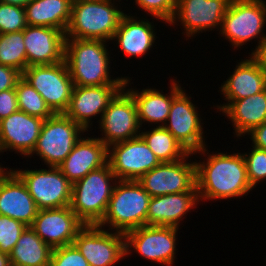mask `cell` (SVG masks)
<instances>
[{
    "mask_svg": "<svg viewBox=\"0 0 266 266\" xmlns=\"http://www.w3.org/2000/svg\"><path fill=\"white\" fill-rule=\"evenodd\" d=\"M204 146L193 153L203 155L199 162L196 160V187L199 201L228 200L245 197L252 191L246 171V164L241 152L210 154ZM206 156V157H204ZM206 160V161H205ZM247 194V195H246Z\"/></svg>",
    "mask_w": 266,
    "mask_h": 266,
    "instance_id": "cell-1",
    "label": "cell"
},
{
    "mask_svg": "<svg viewBox=\"0 0 266 266\" xmlns=\"http://www.w3.org/2000/svg\"><path fill=\"white\" fill-rule=\"evenodd\" d=\"M109 44L102 40L65 39L64 60L74 86L124 85L125 76L114 79L110 75L113 59L107 49Z\"/></svg>",
    "mask_w": 266,
    "mask_h": 266,
    "instance_id": "cell-2",
    "label": "cell"
},
{
    "mask_svg": "<svg viewBox=\"0 0 266 266\" xmlns=\"http://www.w3.org/2000/svg\"><path fill=\"white\" fill-rule=\"evenodd\" d=\"M121 0H74L66 38L112 41L124 10ZM118 2L120 5H118ZM117 4V6H116Z\"/></svg>",
    "mask_w": 266,
    "mask_h": 266,
    "instance_id": "cell-3",
    "label": "cell"
},
{
    "mask_svg": "<svg viewBox=\"0 0 266 266\" xmlns=\"http://www.w3.org/2000/svg\"><path fill=\"white\" fill-rule=\"evenodd\" d=\"M151 196L136 180H118L99 227L127 232L146 225Z\"/></svg>",
    "mask_w": 266,
    "mask_h": 266,
    "instance_id": "cell-4",
    "label": "cell"
},
{
    "mask_svg": "<svg viewBox=\"0 0 266 266\" xmlns=\"http://www.w3.org/2000/svg\"><path fill=\"white\" fill-rule=\"evenodd\" d=\"M117 181L107 162L72 184L70 207L85 225L102 221Z\"/></svg>",
    "mask_w": 266,
    "mask_h": 266,
    "instance_id": "cell-5",
    "label": "cell"
},
{
    "mask_svg": "<svg viewBox=\"0 0 266 266\" xmlns=\"http://www.w3.org/2000/svg\"><path fill=\"white\" fill-rule=\"evenodd\" d=\"M265 27L266 0H231L219 34L237 50L247 42L259 39L251 52L253 55L266 38Z\"/></svg>",
    "mask_w": 266,
    "mask_h": 266,
    "instance_id": "cell-6",
    "label": "cell"
},
{
    "mask_svg": "<svg viewBox=\"0 0 266 266\" xmlns=\"http://www.w3.org/2000/svg\"><path fill=\"white\" fill-rule=\"evenodd\" d=\"M85 132L64 113H56L44 120L36 145L27 158L36 154L47 167H58Z\"/></svg>",
    "mask_w": 266,
    "mask_h": 266,
    "instance_id": "cell-7",
    "label": "cell"
},
{
    "mask_svg": "<svg viewBox=\"0 0 266 266\" xmlns=\"http://www.w3.org/2000/svg\"><path fill=\"white\" fill-rule=\"evenodd\" d=\"M12 170L27 186L38 210L70 206L72 183L58 167Z\"/></svg>",
    "mask_w": 266,
    "mask_h": 266,
    "instance_id": "cell-8",
    "label": "cell"
},
{
    "mask_svg": "<svg viewBox=\"0 0 266 266\" xmlns=\"http://www.w3.org/2000/svg\"><path fill=\"white\" fill-rule=\"evenodd\" d=\"M22 78L44 98L55 114L67 110L74 85L65 60L29 66L23 71Z\"/></svg>",
    "mask_w": 266,
    "mask_h": 266,
    "instance_id": "cell-9",
    "label": "cell"
},
{
    "mask_svg": "<svg viewBox=\"0 0 266 266\" xmlns=\"http://www.w3.org/2000/svg\"><path fill=\"white\" fill-rule=\"evenodd\" d=\"M179 229L145 225L127 232L124 234L126 257L134 250L146 260L162 266H172L176 259Z\"/></svg>",
    "mask_w": 266,
    "mask_h": 266,
    "instance_id": "cell-10",
    "label": "cell"
},
{
    "mask_svg": "<svg viewBox=\"0 0 266 266\" xmlns=\"http://www.w3.org/2000/svg\"><path fill=\"white\" fill-rule=\"evenodd\" d=\"M97 122L102 135L98 138L107 147L135 138L141 132L136 103L124 87L110 101Z\"/></svg>",
    "mask_w": 266,
    "mask_h": 266,
    "instance_id": "cell-11",
    "label": "cell"
},
{
    "mask_svg": "<svg viewBox=\"0 0 266 266\" xmlns=\"http://www.w3.org/2000/svg\"><path fill=\"white\" fill-rule=\"evenodd\" d=\"M73 244L85 257L89 266H116L126 257L125 236L98 225H85Z\"/></svg>",
    "mask_w": 266,
    "mask_h": 266,
    "instance_id": "cell-12",
    "label": "cell"
},
{
    "mask_svg": "<svg viewBox=\"0 0 266 266\" xmlns=\"http://www.w3.org/2000/svg\"><path fill=\"white\" fill-rule=\"evenodd\" d=\"M190 156L193 153L175 162H161L137 181L151 197L197 191L196 163Z\"/></svg>",
    "mask_w": 266,
    "mask_h": 266,
    "instance_id": "cell-13",
    "label": "cell"
},
{
    "mask_svg": "<svg viewBox=\"0 0 266 266\" xmlns=\"http://www.w3.org/2000/svg\"><path fill=\"white\" fill-rule=\"evenodd\" d=\"M192 96L183 89L173 100L164 127L175 137L188 153L200 151L206 145L202 116Z\"/></svg>",
    "mask_w": 266,
    "mask_h": 266,
    "instance_id": "cell-14",
    "label": "cell"
},
{
    "mask_svg": "<svg viewBox=\"0 0 266 266\" xmlns=\"http://www.w3.org/2000/svg\"><path fill=\"white\" fill-rule=\"evenodd\" d=\"M230 2L231 0H176L175 14L168 26L181 25L184 30L182 34L188 39L203 31H219Z\"/></svg>",
    "mask_w": 266,
    "mask_h": 266,
    "instance_id": "cell-15",
    "label": "cell"
},
{
    "mask_svg": "<svg viewBox=\"0 0 266 266\" xmlns=\"http://www.w3.org/2000/svg\"><path fill=\"white\" fill-rule=\"evenodd\" d=\"M107 162L118 180H139L161 162L139 135L108 147Z\"/></svg>",
    "mask_w": 266,
    "mask_h": 266,
    "instance_id": "cell-16",
    "label": "cell"
},
{
    "mask_svg": "<svg viewBox=\"0 0 266 266\" xmlns=\"http://www.w3.org/2000/svg\"><path fill=\"white\" fill-rule=\"evenodd\" d=\"M124 85L74 86L64 114L80 125L86 133L92 129V119L101 118L114 96ZM98 115V116H97Z\"/></svg>",
    "mask_w": 266,
    "mask_h": 266,
    "instance_id": "cell-17",
    "label": "cell"
},
{
    "mask_svg": "<svg viewBox=\"0 0 266 266\" xmlns=\"http://www.w3.org/2000/svg\"><path fill=\"white\" fill-rule=\"evenodd\" d=\"M85 224L70 206L38 210L31 229L52 248L73 243Z\"/></svg>",
    "mask_w": 266,
    "mask_h": 266,
    "instance_id": "cell-18",
    "label": "cell"
},
{
    "mask_svg": "<svg viewBox=\"0 0 266 266\" xmlns=\"http://www.w3.org/2000/svg\"><path fill=\"white\" fill-rule=\"evenodd\" d=\"M44 119L16 111L0 121V154L6 151L27 157L34 149ZM11 150V151H10Z\"/></svg>",
    "mask_w": 266,
    "mask_h": 266,
    "instance_id": "cell-19",
    "label": "cell"
},
{
    "mask_svg": "<svg viewBox=\"0 0 266 266\" xmlns=\"http://www.w3.org/2000/svg\"><path fill=\"white\" fill-rule=\"evenodd\" d=\"M176 78L169 81L170 84L168 85L170 86L168 91L170 93L163 94V90L160 91V89L158 90L149 86L148 88L143 87L140 92L134 87L129 89L127 87H129V84L131 86L130 80L132 78L130 79V77L126 76L124 88L132 95L136 103L140 127L146 126L145 124L147 123L150 124L148 127L152 124L153 126L157 124V127L165 125L172 100L185 88H182V85L179 84V79L177 81Z\"/></svg>",
    "mask_w": 266,
    "mask_h": 266,
    "instance_id": "cell-20",
    "label": "cell"
},
{
    "mask_svg": "<svg viewBox=\"0 0 266 266\" xmlns=\"http://www.w3.org/2000/svg\"><path fill=\"white\" fill-rule=\"evenodd\" d=\"M248 58V59H247ZM232 74L223 81L218 92L224 96L223 104H216L220 112L230 101L240 100L248 96L260 93L266 89V70L259 61L249 53L246 59H239Z\"/></svg>",
    "mask_w": 266,
    "mask_h": 266,
    "instance_id": "cell-21",
    "label": "cell"
},
{
    "mask_svg": "<svg viewBox=\"0 0 266 266\" xmlns=\"http://www.w3.org/2000/svg\"><path fill=\"white\" fill-rule=\"evenodd\" d=\"M38 208L27 186L9 167L0 174V215L8 216L30 227Z\"/></svg>",
    "mask_w": 266,
    "mask_h": 266,
    "instance_id": "cell-22",
    "label": "cell"
},
{
    "mask_svg": "<svg viewBox=\"0 0 266 266\" xmlns=\"http://www.w3.org/2000/svg\"><path fill=\"white\" fill-rule=\"evenodd\" d=\"M65 32L46 26L24 29L27 67L50 65L64 61Z\"/></svg>",
    "mask_w": 266,
    "mask_h": 266,
    "instance_id": "cell-23",
    "label": "cell"
},
{
    "mask_svg": "<svg viewBox=\"0 0 266 266\" xmlns=\"http://www.w3.org/2000/svg\"><path fill=\"white\" fill-rule=\"evenodd\" d=\"M84 137L76 142L70 154L58 166L72 184L107 163L108 147L97 136Z\"/></svg>",
    "mask_w": 266,
    "mask_h": 266,
    "instance_id": "cell-24",
    "label": "cell"
},
{
    "mask_svg": "<svg viewBox=\"0 0 266 266\" xmlns=\"http://www.w3.org/2000/svg\"><path fill=\"white\" fill-rule=\"evenodd\" d=\"M125 12L119 26L114 33L112 42L116 41L118 48L120 47L123 56L128 57H146V54L155 45L156 36L155 26L153 22H149L147 18H139L131 16ZM139 19V20H138Z\"/></svg>",
    "mask_w": 266,
    "mask_h": 266,
    "instance_id": "cell-25",
    "label": "cell"
},
{
    "mask_svg": "<svg viewBox=\"0 0 266 266\" xmlns=\"http://www.w3.org/2000/svg\"><path fill=\"white\" fill-rule=\"evenodd\" d=\"M198 191H187L151 197L146 225L179 228L186 214L197 208Z\"/></svg>",
    "mask_w": 266,
    "mask_h": 266,
    "instance_id": "cell-26",
    "label": "cell"
},
{
    "mask_svg": "<svg viewBox=\"0 0 266 266\" xmlns=\"http://www.w3.org/2000/svg\"><path fill=\"white\" fill-rule=\"evenodd\" d=\"M221 112L222 116L231 121L236 139L246 136L253 128L266 121V89L252 96L230 101Z\"/></svg>",
    "mask_w": 266,
    "mask_h": 266,
    "instance_id": "cell-27",
    "label": "cell"
},
{
    "mask_svg": "<svg viewBox=\"0 0 266 266\" xmlns=\"http://www.w3.org/2000/svg\"><path fill=\"white\" fill-rule=\"evenodd\" d=\"M73 0H31L25 7L29 26H46L66 32Z\"/></svg>",
    "mask_w": 266,
    "mask_h": 266,
    "instance_id": "cell-28",
    "label": "cell"
},
{
    "mask_svg": "<svg viewBox=\"0 0 266 266\" xmlns=\"http://www.w3.org/2000/svg\"><path fill=\"white\" fill-rule=\"evenodd\" d=\"M53 248L27 227L14 246L12 266H49Z\"/></svg>",
    "mask_w": 266,
    "mask_h": 266,
    "instance_id": "cell-29",
    "label": "cell"
},
{
    "mask_svg": "<svg viewBox=\"0 0 266 266\" xmlns=\"http://www.w3.org/2000/svg\"><path fill=\"white\" fill-rule=\"evenodd\" d=\"M141 129L143 130L140 136L160 162H175L189 154L164 126H156L148 130Z\"/></svg>",
    "mask_w": 266,
    "mask_h": 266,
    "instance_id": "cell-30",
    "label": "cell"
},
{
    "mask_svg": "<svg viewBox=\"0 0 266 266\" xmlns=\"http://www.w3.org/2000/svg\"><path fill=\"white\" fill-rule=\"evenodd\" d=\"M0 64L12 67L21 74L27 68L24 30L0 34Z\"/></svg>",
    "mask_w": 266,
    "mask_h": 266,
    "instance_id": "cell-31",
    "label": "cell"
},
{
    "mask_svg": "<svg viewBox=\"0 0 266 266\" xmlns=\"http://www.w3.org/2000/svg\"><path fill=\"white\" fill-rule=\"evenodd\" d=\"M15 90L20 111L44 120L55 114L44 98L22 77L17 81Z\"/></svg>",
    "mask_w": 266,
    "mask_h": 266,
    "instance_id": "cell-32",
    "label": "cell"
},
{
    "mask_svg": "<svg viewBox=\"0 0 266 266\" xmlns=\"http://www.w3.org/2000/svg\"><path fill=\"white\" fill-rule=\"evenodd\" d=\"M27 26L24 7L0 2V34L23 31Z\"/></svg>",
    "mask_w": 266,
    "mask_h": 266,
    "instance_id": "cell-33",
    "label": "cell"
},
{
    "mask_svg": "<svg viewBox=\"0 0 266 266\" xmlns=\"http://www.w3.org/2000/svg\"><path fill=\"white\" fill-rule=\"evenodd\" d=\"M250 148V152L243 153L249 183L252 188L266 180V150L257 147Z\"/></svg>",
    "mask_w": 266,
    "mask_h": 266,
    "instance_id": "cell-34",
    "label": "cell"
},
{
    "mask_svg": "<svg viewBox=\"0 0 266 266\" xmlns=\"http://www.w3.org/2000/svg\"><path fill=\"white\" fill-rule=\"evenodd\" d=\"M27 227L16 219L0 215V252L10 255Z\"/></svg>",
    "mask_w": 266,
    "mask_h": 266,
    "instance_id": "cell-35",
    "label": "cell"
},
{
    "mask_svg": "<svg viewBox=\"0 0 266 266\" xmlns=\"http://www.w3.org/2000/svg\"><path fill=\"white\" fill-rule=\"evenodd\" d=\"M134 2V5L156 21L169 24L174 17L176 0H134Z\"/></svg>",
    "mask_w": 266,
    "mask_h": 266,
    "instance_id": "cell-36",
    "label": "cell"
},
{
    "mask_svg": "<svg viewBox=\"0 0 266 266\" xmlns=\"http://www.w3.org/2000/svg\"><path fill=\"white\" fill-rule=\"evenodd\" d=\"M49 266H89V263L72 243L53 248Z\"/></svg>",
    "mask_w": 266,
    "mask_h": 266,
    "instance_id": "cell-37",
    "label": "cell"
},
{
    "mask_svg": "<svg viewBox=\"0 0 266 266\" xmlns=\"http://www.w3.org/2000/svg\"><path fill=\"white\" fill-rule=\"evenodd\" d=\"M16 90L8 89L0 92V121L18 111Z\"/></svg>",
    "mask_w": 266,
    "mask_h": 266,
    "instance_id": "cell-38",
    "label": "cell"
},
{
    "mask_svg": "<svg viewBox=\"0 0 266 266\" xmlns=\"http://www.w3.org/2000/svg\"><path fill=\"white\" fill-rule=\"evenodd\" d=\"M22 74L16 69L0 64V92L13 89Z\"/></svg>",
    "mask_w": 266,
    "mask_h": 266,
    "instance_id": "cell-39",
    "label": "cell"
},
{
    "mask_svg": "<svg viewBox=\"0 0 266 266\" xmlns=\"http://www.w3.org/2000/svg\"><path fill=\"white\" fill-rule=\"evenodd\" d=\"M252 141L253 147L266 150V121L259 126L253 128L248 134Z\"/></svg>",
    "mask_w": 266,
    "mask_h": 266,
    "instance_id": "cell-40",
    "label": "cell"
},
{
    "mask_svg": "<svg viewBox=\"0 0 266 266\" xmlns=\"http://www.w3.org/2000/svg\"><path fill=\"white\" fill-rule=\"evenodd\" d=\"M260 65L266 70V38L261 43L259 49L253 54Z\"/></svg>",
    "mask_w": 266,
    "mask_h": 266,
    "instance_id": "cell-41",
    "label": "cell"
},
{
    "mask_svg": "<svg viewBox=\"0 0 266 266\" xmlns=\"http://www.w3.org/2000/svg\"><path fill=\"white\" fill-rule=\"evenodd\" d=\"M31 0H0V2L5 4L17 5L25 7Z\"/></svg>",
    "mask_w": 266,
    "mask_h": 266,
    "instance_id": "cell-42",
    "label": "cell"
},
{
    "mask_svg": "<svg viewBox=\"0 0 266 266\" xmlns=\"http://www.w3.org/2000/svg\"><path fill=\"white\" fill-rule=\"evenodd\" d=\"M0 266H12L10 255L0 252Z\"/></svg>",
    "mask_w": 266,
    "mask_h": 266,
    "instance_id": "cell-43",
    "label": "cell"
},
{
    "mask_svg": "<svg viewBox=\"0 0 266 266\" xmlns=\"http://www.w3.org/2000/svg\"><path fill=\"white\" fill-rule=\"evenodd\" d=\"M6 169L7 167H3L2 163L0 162V174H2Z\"/></svg>",
    "mask_w": 266,
    "mask_h": 266,
    "instance_id": "cell-44",
    "label": "cell"
}]
</instances>
